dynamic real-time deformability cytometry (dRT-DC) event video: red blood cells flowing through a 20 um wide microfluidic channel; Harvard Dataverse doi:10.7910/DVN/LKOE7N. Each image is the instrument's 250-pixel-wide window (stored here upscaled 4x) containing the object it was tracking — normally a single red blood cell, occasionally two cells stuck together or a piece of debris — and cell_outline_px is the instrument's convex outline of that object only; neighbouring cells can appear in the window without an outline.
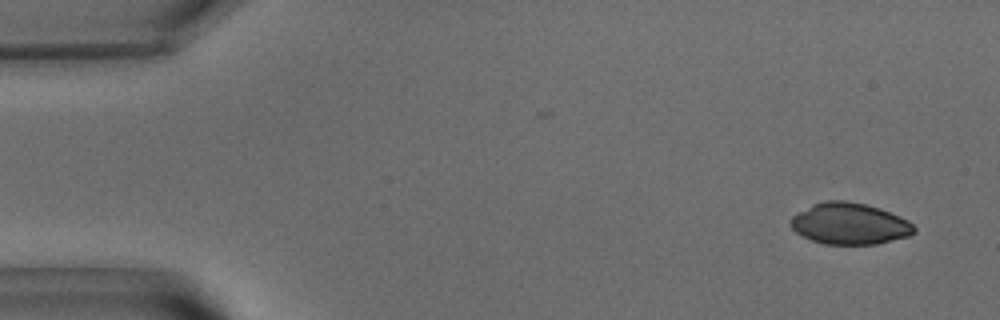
{"species": "common noctule bat (a hibernating species)", "species_latin": "Nyctalus noctula", "temperature_condition": "warm", "stored_images_in_passage": 51, "camera_frame_rate_fps": 3000, "um_per_image_px": 0.085, "animal": {"sex": "male", "body_mass_g": 15.6}, "frame": {"image": 1, "passage_image": 2, "time_ms": 0.333, "image_size_px": [1000, 320], "cell_outline_px": [[916, 232], [908, 236], [876, 244], [824, 244], [812, 240], [796, 232], [792, 228], [788, 220], [792, 216], [812, 204], [824, 200], [844, 200], [864, 204], [900, 216], [908, 220], [916, 228]], "centroid_in_image_um": [72.19, 19.01], "position_along_channel_um": 12.8, "area_um2": 29.65}}
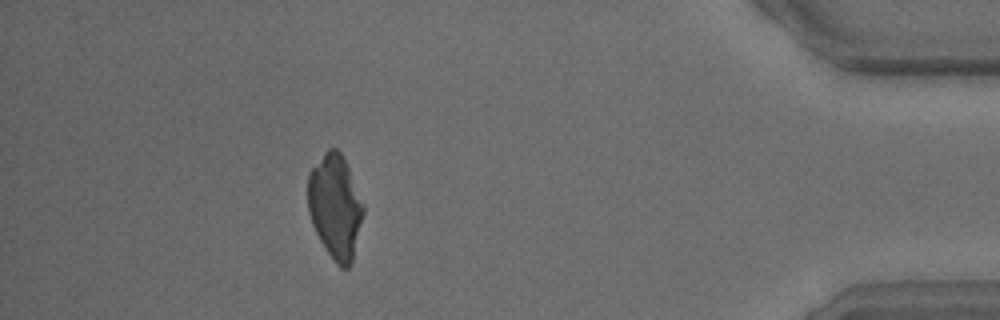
{"frame": {"image": 2, "passage_image": 46, "time_ms": 15.0, "image_size_px": [1000, 320], "cell_outline_px": [[364, 212], [352, 264], [348, 268], [340, 268], [336, 264], [320, 240], [312, 224], [308, 212], [308, 172], [324, 152], [328, 148], [336, 148], [340, 152], [348, 168], [364, 204]], "centroid_in_image_um": [28.49, 17.57], "position_along_channel_um": 406.7, "area_um2": 33.64}}